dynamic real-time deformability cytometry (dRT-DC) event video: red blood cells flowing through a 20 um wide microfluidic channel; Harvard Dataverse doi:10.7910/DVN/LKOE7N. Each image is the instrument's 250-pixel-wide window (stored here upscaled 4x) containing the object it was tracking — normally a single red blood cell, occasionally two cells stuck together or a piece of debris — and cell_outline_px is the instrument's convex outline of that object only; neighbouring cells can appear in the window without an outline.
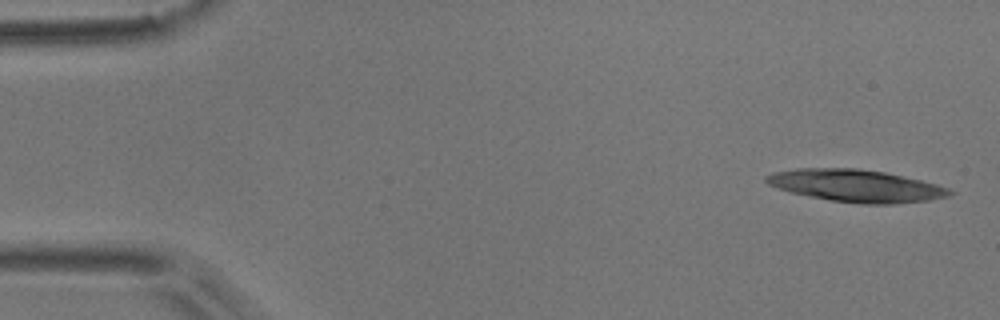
{"species": "common noctule bat (a hibernating species)", "species_latin": "Nyctalus noctula", "temperature_condition": "room temperature", "stored_images_in_passage": 7, "camera_frame_rate_fps": 3000, "um_per_image_px": 0.085, "animal": {"sex": "male", "body_mass_g": 17.9}, "frame": {"image": 1, "passage_image": 1, "time_ms": 0.0, "image_size_px": [1000, 320], "cell_outline_px": [[956, 192], [948, 196], [928, 200], [896, 204], [864, 204], [832, 200], [808, 196], [776, 188], [768, 184], [764, 180], [764, 176], [772, 172], [796, 168], [856, 168], [884, 172], [920, 180], [936, 184], [948, 188]], "centroid_in_image_um": [72.73, 15.78], "position_along_channel_um": 12.3, "area_um2": 34.45}}
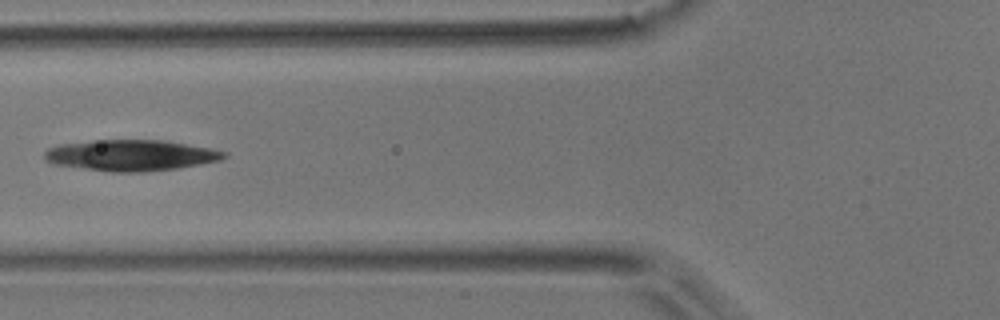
{"frame": {"image": 2, "passage_image": 6, "time_ms": 1.667, "image_size_px": [1000, 320], "cell_outline_px": [[228, 156], [220, 160], [200, 164], [176, 168], [144, 172], [112, 172], [52, 164], [44, 160], [44, 152], [48, 148], [56, 144], [92, 140], [164, 140], [212, 148], [228, 152]], "centroid_in_image_um": [11.1, 13.19], "position_along_channel_um": 114.7, "area_um2": 32.77}}
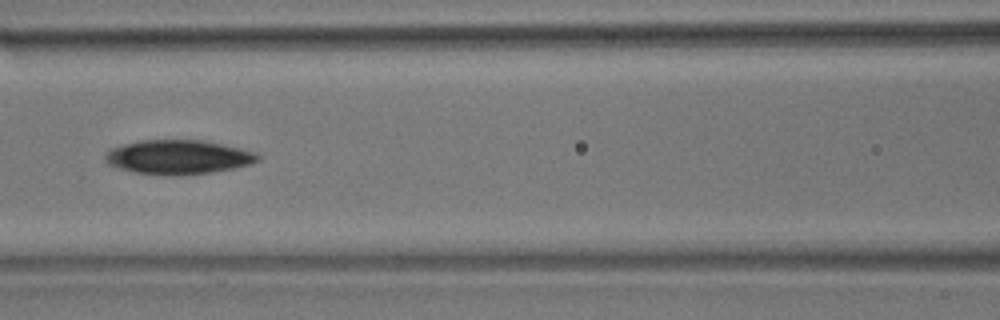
{"frame": {"image": 3, "passage_image": 7, "time_ms": 2.0, "image_size_px": [1000, 320], "cell_outline_px": [[260, 160], [252, 164], [236, 168], [212, 172], [180, 176], [164, 176], [136, 172], [120, 168], [108, 164], [104, 160], [104, 152], [112, 148], [124, 144], [140, 140], [200, 140], [220, 144], [256, 152], [260, 156]], "centroid_in_image_um": [15.14, 13.37], "position_along_channel_um": 151.5, "area_um2": 30.63}}